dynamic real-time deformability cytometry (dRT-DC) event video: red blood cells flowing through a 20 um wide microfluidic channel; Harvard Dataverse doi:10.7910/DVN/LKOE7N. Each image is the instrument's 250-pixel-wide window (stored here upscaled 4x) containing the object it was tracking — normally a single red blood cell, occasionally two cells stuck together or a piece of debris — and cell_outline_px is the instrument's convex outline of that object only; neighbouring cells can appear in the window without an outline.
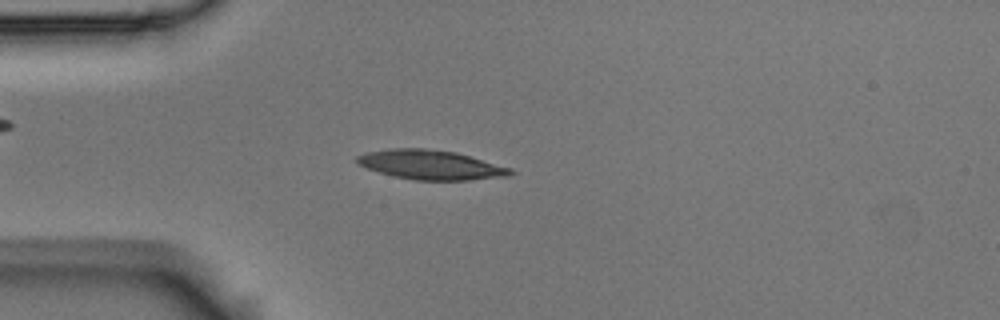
{"species": "Egyptian fruit bat (a non-hibernating species)", "species_latin": "Rousettus aegyptiacus", "temperature_condition": "room temperature", "stored_images_in_passage": 4, "camera_frame_rate_fps": 3000, "um_per_image_px": 0.085, "animal": {"sex": "male"}, "frame": {"image": 1, "passage_image": 3, "time_ms": 0.667, "image_size_px": [1000, 320], "cell_outline_px": [[516, 172], [508, 176], [468, 180], [416, 180], [392, 176], [368, 168], [360, 164], [356, 160], [356, 156], [368, 152], [388, 148], [424, 148], [456, 152], [512, 168]], "centroid_in_image_um": [36.64, 14.0], "position_along_channel_um": 48.4, "area_um2": 26.24}}